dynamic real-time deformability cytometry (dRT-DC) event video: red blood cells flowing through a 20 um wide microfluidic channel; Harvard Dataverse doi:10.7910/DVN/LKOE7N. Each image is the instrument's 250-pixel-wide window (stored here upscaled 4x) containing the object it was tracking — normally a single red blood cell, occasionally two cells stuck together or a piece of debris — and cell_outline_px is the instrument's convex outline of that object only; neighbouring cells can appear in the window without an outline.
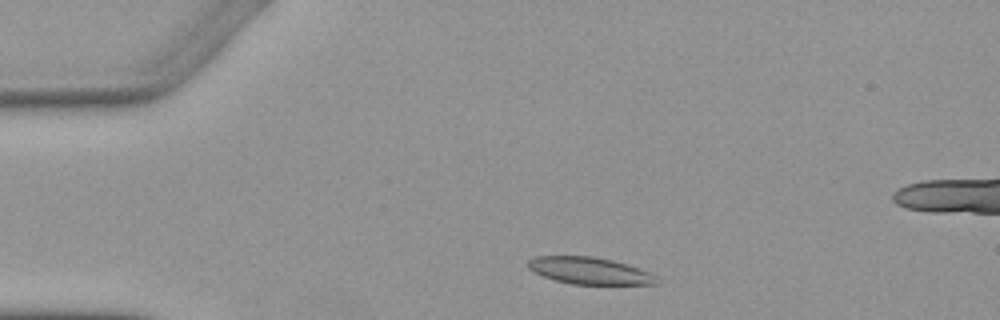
{"species": "Egyptian fruit bat (a non-hibernating species)", "species_latin": "Rousettus aegyptiacus", "temperature_condition": "warm", "stored_images_in_passage": 2, "camera_frame_rate_fps": 3000, "um_per_image_px": 0.085, "animal": {"sex": "female"}, "frame": {"image": 1, "passage_image": 2, "time_ms": 2.333, "image_size_px": [1000, 320], "cell_outline_px": [[656, 284], [572, 284], [556, 280], [544, 276], [528, 268], [528, 260], [536, 256], [592, 256], [612, 260], [640, 268], [656, 276]], "centroid_in_image_um": [50.1, 23.0], "position_along_channel_um": 34.9, "area_um2": 19.88}}